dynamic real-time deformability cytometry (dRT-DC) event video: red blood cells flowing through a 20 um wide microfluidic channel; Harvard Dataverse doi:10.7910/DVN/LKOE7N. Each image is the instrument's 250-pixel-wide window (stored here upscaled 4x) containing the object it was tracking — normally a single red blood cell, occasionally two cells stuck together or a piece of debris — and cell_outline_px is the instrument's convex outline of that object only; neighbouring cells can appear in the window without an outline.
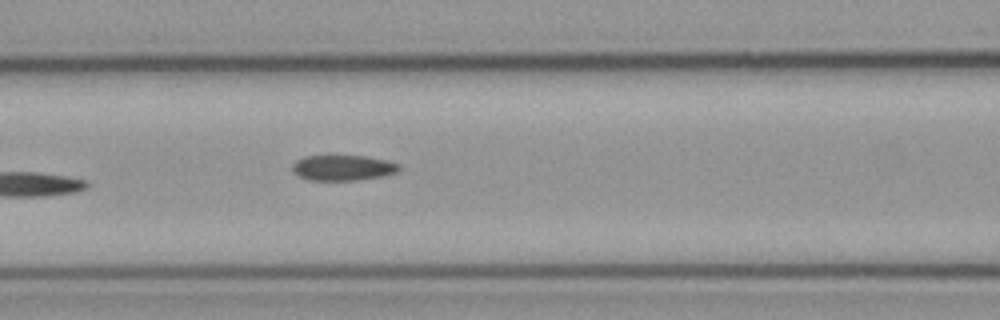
{"species": "common noctule bat (a hibernating species)", "species_latin": "Nyctalus noctula", "temperature_condition": "cold", "stored_images_in_passage": 7, "segment_of_instrument_passage": [1, 2], "camera_frame_rate_fps": 3000, "um_per_image_px": 0.085, "animal": {"sex": "male", "body_mass_g": 23.1, "forearm_length_mm": 52.7}, "frame": {"image": 1, "passage_image": 6, "time_ms": 1.667, "image_size_px": [1000, 320], "cell_outline_px": [[400, 168], [396, 172], [384, 176], [356, 180], [308, 180], [296, 176], [292, 172], [292, 164], [296, 160], [304, 156], [368, 156], [388, 160], [400, 164]], "centroid_in_image_um": [29.13, 14.26], "position_along_channel_um": 137.5, "area_um2": 16.07}}